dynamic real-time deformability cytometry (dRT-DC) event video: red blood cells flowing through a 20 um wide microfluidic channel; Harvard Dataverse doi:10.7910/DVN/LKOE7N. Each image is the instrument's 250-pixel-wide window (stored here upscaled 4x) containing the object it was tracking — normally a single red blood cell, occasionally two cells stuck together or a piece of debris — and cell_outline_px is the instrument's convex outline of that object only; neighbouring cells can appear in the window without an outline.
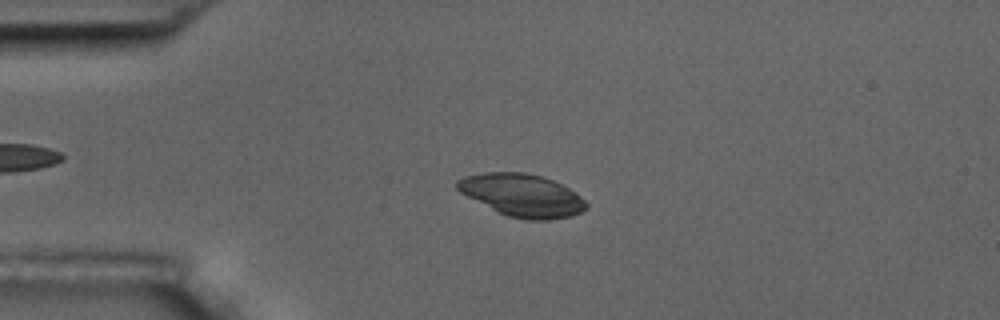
{"species": "common noctule bat (a hibernating species)", "species_latin": "Nyctalus noctula", "temperature_condition": "room temperature", "stored_images_in_passage": 3, "camera_frame_rate_fps": 3000, "um_per_image_px": 0.085, "animal": {"sex": "male", "body_mass_g": 17.5, "forearm_length_mm": 52.3}, "frame": {"image": 1, "passage_image": 1, "time_ms": 0.0, "image_size_px": [1000, 320], "cell_outline_px": [[588, 208], [572, 216], [548, 220], [524, 220], [508, 216], [496, 212], [460, 192], [456, 188], [456, 180], [464, 176], [484, 172], [524, 172], [540, 176], [552, 180], [576, 192], [588, 204]], "centroid_in_image_um": [44.37, 16.6], "position_along_channel_um": 40.6, "area_um2": 32.14}}